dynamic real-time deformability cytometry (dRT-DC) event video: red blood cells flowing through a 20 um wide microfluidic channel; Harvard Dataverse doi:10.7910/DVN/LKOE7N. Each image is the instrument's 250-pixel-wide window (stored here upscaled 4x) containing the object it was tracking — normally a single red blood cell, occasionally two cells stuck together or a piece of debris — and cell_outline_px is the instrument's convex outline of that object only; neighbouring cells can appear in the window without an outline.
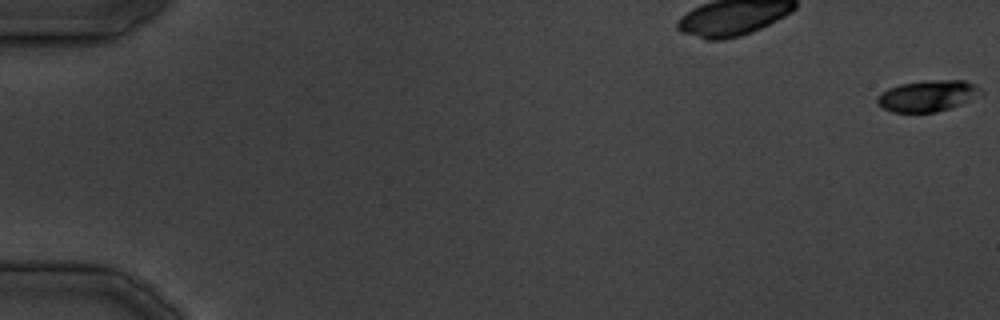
{"species": "common noctule bat (a hibernating species)", "species_latin": "Nyctalus noctula", "temperature_condition": "cold", "stored_images_in_passage": 29, "camera_frame_rate_fps": 3000, "um_per_image_px": 0.085, "animal": {"sex": "male", "body_mass_g": 19.5, "forearm_length_mm": 54.6}, "frame": {"image": 1, "passage_image": 1, "time_ms": 0.0, "image_size_px": [1000, 320], "cell_outline_px": [[984, 92], [960, 104], [936, 112], [892, 112], [884, 108], [876, 100], [876, 96], [888, 88], [900, 84], [928, 80], [964, 80], [980, 88]], "centroid_in_image_um": [78.82, 8.14], "position_along_channel_um": 6.2, "area_um2": 18.55}}
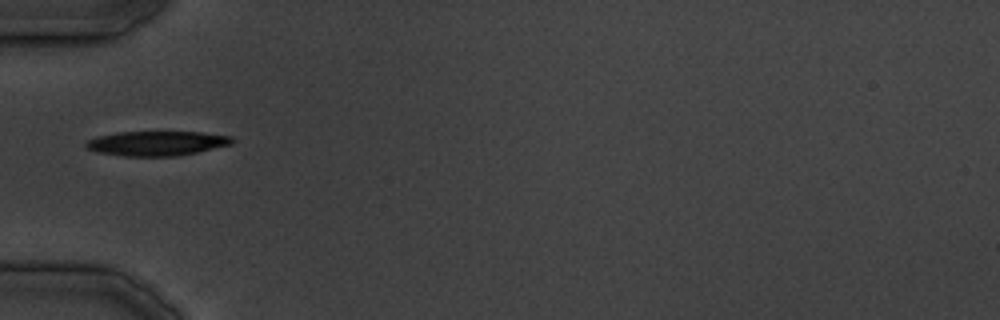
{"frame": {"image": 2, "passage_image": 14, "time_ms": 16.0, "image_size_px": [1000, 320], "cell_outline_px": [[236, 140], [232, 144], [196, 152], [176, 156], [124, 156], [96, 152], [88, 148], [84, 144], [88, 140], [100, 136], [116, 132], [200, 132], [232, 136]], "centroid_in_image_um": [13.35, 12.18], "position_along_channel_um": 71.7, "area_um2": 20.87}}
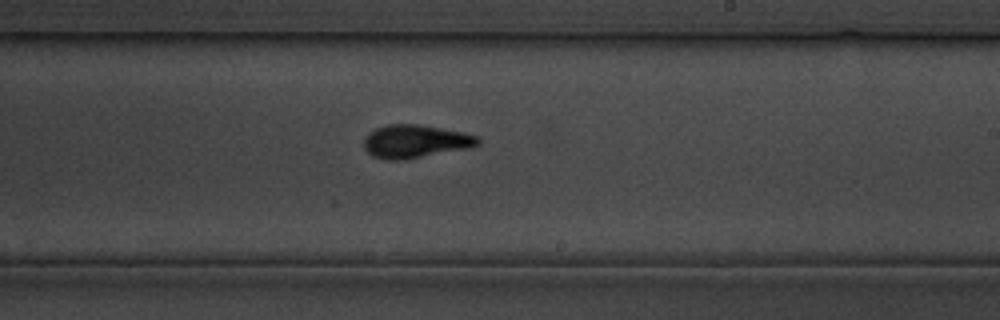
{"frame": {"image": 3, "passage_image": 24, "time_ms": 28.333, "image_size_px": [1000, 320], "cell_outline_px": [[480, 144], [472, 148], [404, 160], [384, 160], [372, 156], [364, 148], [364, 140], [368, 132], [376, 128], [388, 124], [420, 124], [480, 136]], "centroid_in_image_um": [35.31, 12.03], "position_along_channel_um": 253.7, "area_um2": 22.31}}